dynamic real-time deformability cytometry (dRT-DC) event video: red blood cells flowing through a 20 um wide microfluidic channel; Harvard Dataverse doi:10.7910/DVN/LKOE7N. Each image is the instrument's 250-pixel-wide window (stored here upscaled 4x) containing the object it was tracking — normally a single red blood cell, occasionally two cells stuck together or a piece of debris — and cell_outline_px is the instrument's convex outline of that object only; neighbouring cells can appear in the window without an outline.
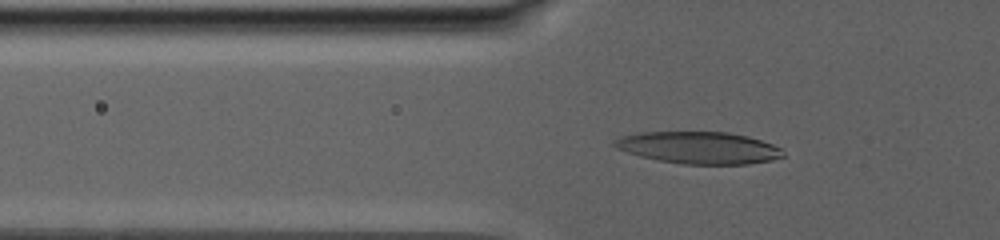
{"species": "human", "species_latin": "Homo sapiens", "temperature_condition": "warm", "stored_images_in_passage": 79, "camera_frame_rate_fps": 3000, "um_per_image_px": 0.085, "donor": {"sex": "male"}, "frame": {"image": 1, "passage_image": 28, "time_ms": 10.333, "image_size_px": [1000, 240], "cell_outline_px": [[784, 156], [772, 160], [748, 164], [684, 164], [660, 160], [640, 156], [616, 148], [612, 144], [616, 140], [624, 136], [640, 132], [728, 132], [748, 136], [772, 144], [780, 148], [784, 152]], "centroid_in_image_um": [59.44, 12.55], "position_along_channel_um": 66.4, "area_um2": 31.21}}
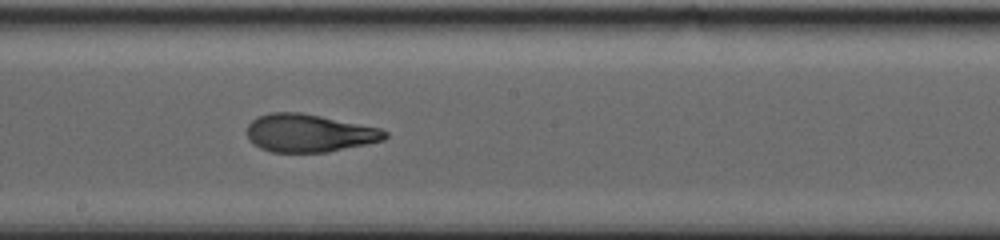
{"frame": {"image": 2, "passage_image": 48, "time_ms": 16.667, "image_size_px": [1000, 240], "cell_outline_px": [[388, 136], [384, 140], [368, 144], [328, 152], [272, 152], [260, 148], [252, 144], [248, 140], [248, 124], [256, 116], [268, 112], [300, 112], [380, 128], [388, 132]], "centroid_in_image_um": [26.26, 11.31], "position_along_channel_um": 221.9, "area_um2": 30.63}}
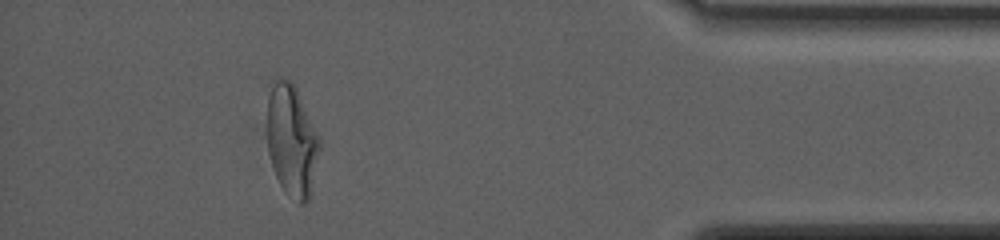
{"frame": {"image": 3, "passage_image": 73, "time_ms": 25.333, "image_size_px": [1000, 240], "cell_outline_px": [[320, 148], [308, 200], [304, 204], [300, 204], [288, 196], [284, 192], [276, 176], [268, 152], [268, 96], [276, 80], [288, 80], [296, 88], [320, 136]], "centroid_in_image_um": [24.82, 11.99], "position_along_channel_um": 410.4, "area_um2": 33.58}, "authors_computed_cell_mechanics": {"area_um2": 31.501, "velocity_mm_per_s": 2.5937, "shape_relaxation_time_tau1_ms": null, "shape_relaxation_time_tau2_ms": 1.7022, "deformation_change_tau1": null, "deformation_change_tau2": 0.0839}}